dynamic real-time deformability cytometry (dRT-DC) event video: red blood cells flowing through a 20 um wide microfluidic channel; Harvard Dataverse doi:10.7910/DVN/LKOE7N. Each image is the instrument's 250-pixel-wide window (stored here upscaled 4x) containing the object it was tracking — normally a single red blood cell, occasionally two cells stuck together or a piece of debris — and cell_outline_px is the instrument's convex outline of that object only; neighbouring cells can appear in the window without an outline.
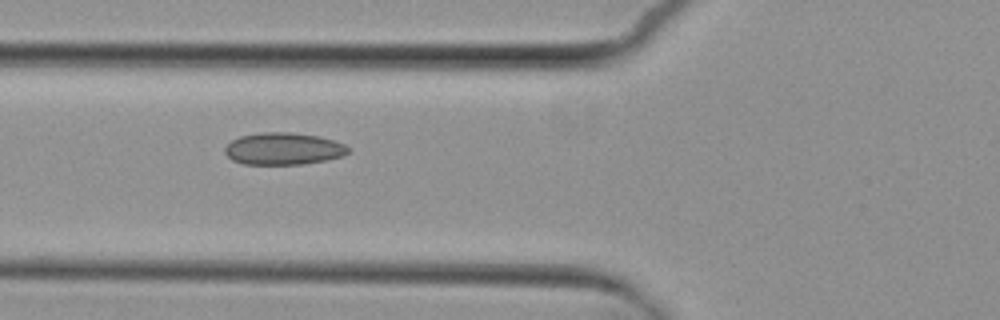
{"species": "common noctule bat (a hibernating species)", "species_latin": "Nyctalus noctula", "temperature_condition": "cold", "stored_images_in_passage": 10, "camera_frame_rate_fps": 3000, "um_per_image_px": 0.085, "animal": {"sex": "female", "body_mass_g": 29.2, "forearm_length_mm": 56.3}, "frame": {"image": 1, "passage_image": 6, "time_ms": 6.667, "image_size_px": [1000, 320], "cell_outline_px": [[348, 152], [344, 156], [328, 160], [304, 164], [244, 164], [232, 160], [224, 152], [224, 148], [232, 140], [240, 136], [260, 132], [292, 132], [320, 136], [344, 144], [348, 148]], "centroid_in_image_um": [24.09, 12.64], "position_along_channel_um": 101.7, "area_um2": 23.18}}
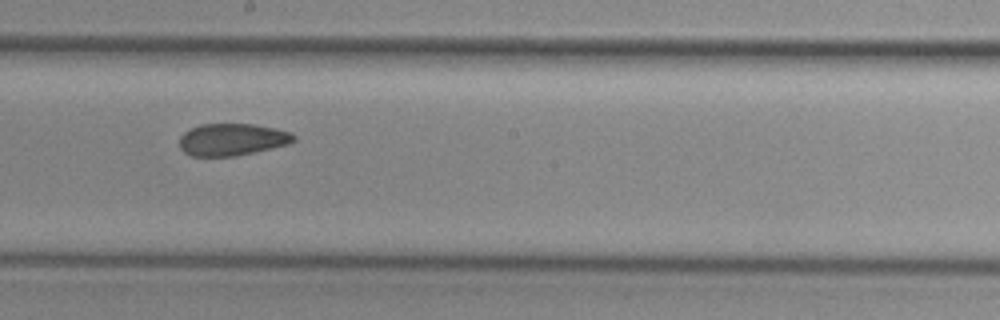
{"frame": {"image": 2, "passage_image": 9, "time_ms": 10.0, "image_size_px": [1000, 320], "cell_outline_px": [[296, 140], [288, 144], [272, 148], [236, 156], [192, 156], [184, 152], [180, 148], [180, 136], [184, 132], [200, 124], [256, 124], [276, 128], [292, 132], [296, 136]], "centroid_in_image_um": [19.76, 11.85], "position_along_channel_um": 228.4, "area_um2": 21.5}}
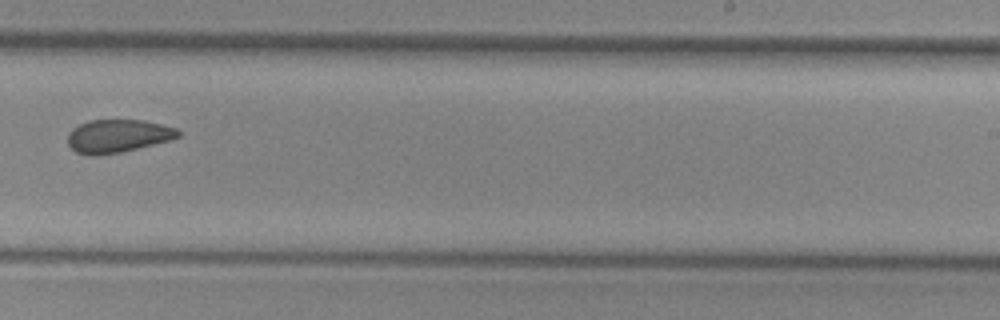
{"frame": {"image": 3, "passage_image": 10, "time_ms": 11.333, "image_size_px": [1000, 320], "cell_outline_px": [[180, 136], [172, 140], [120, 152], [96, 156], [88, 156], [76, 152], [68, 144], [68, 132], [72, 128], [88, 120], [144, 120], [176, 128], [180, 132]], "centroid_in_image_um": [10.0, 11.56], "position_along_channel_um": 279.0, "area_um2": 21.39}}